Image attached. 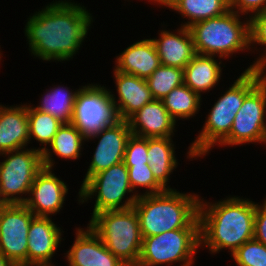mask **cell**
Wrapping results in <instances>:
<instances>
[{
    "label": "cell",
    "mask_w": 266,
    "mask_h": 266,
    "mask_svg": "<svg viewBox=\"0 0 266 266\" xmlns=\"http://www.w3.org/2000/svg\"><path fill=\"white\" fill-rule=\"evenodd\" d=\"M0 155H8L0 162V199L4 204L24 203L27 197L19 195H29L37 173L43 168L42 152L25 148Z\"/></svg>",
    "instance_id": "obj_9"
},
{
    "label": "cell",
    "mask_w": 266,
    "mask_h": 266,
    "mask_svg": "<svg viewBox=\"0 0 266 266\" xmlns=\"http://www.w3.org/2000/svg\"><path fill=\"white\" fill-rule=\"evenodd\" d=\"M61 229L50 217H34L28 231L27 264H51L61 242Z\"/></svg>",
    "instance_id": "obj_18"
},
{
    "label": "cell",
    "mask_w": 266,
    "mask_h": 266,
    "mask_svg": "<svg viewBox=\"0 0 266 266\" xmlns=\"http://www.w3.org/2000/svg\"><path fill=\"white\" fill-rule=\"evenodd\" d=\"M162 102L170 116L176 121L177 118L189 119L195 115L199 111L201 97L187 85L182 84L167 94Z\"/></svg>",
    "instance_id": "obj_27"
},
{
    "label": "cell",
    "mask_w": 266,
    "mask_h": 266,
    "mask_svg": "<svg viewBox=\"0 0 266 266\" xmlns=\"http://www.w3.org/2000/svg\"><path fill=\"white\" fill-rule=\"evenodd\" d=\"M261 74L263 79L245 96L230 134L219 145L266 143V73Z\"/></svg>",
    "instance_id": "obj_10"
},
{
    "label": "cell",
    "mask_w": 266,
    "mask_h": 266,
    "mask_svg": "<svg viewBox=\"0 0 266 266\" xmlns=\"http://www.w3.org/2000/svg\"><path fill=\"white\" fill-rule=\"evenodd\" d=\"M137 266H157L182 262L192 266L200 246V228H180L162 234L142 237Z\"/></svg>",
    "instance_id": "obj_7"
},
{
    "label": "cell",
    "mask_w": 266,
    "mask_h": 266,
    "mask_svg": "<svg viewBox=\"0 0 266 266\" xmlns=\"http://www.w3.org/2000/svg\"><path fill=\"white\" fill-rule=\"evenodd\" d=\"M232 256L238 266H266V245L252 238L239 247Z\"/></svg>",
    "instance_id": "obj_31"
},
{
    "label": "cell",
    "mask_w": 266,
    "mask_h": 266,
    "mask_svg": "<svg viewBox=\"0 0 266 266\" xmlns=\"http://www.w3.org/2000/svg\"><path fill=\"white\" fill-rule=\"evenodd\" d=\"M29 139L32 137L42 143L41 145H50L62 122L50 115L41 112L32 106H27Z\"/></svg>",
    "instance_id": "obj_29"
},
{
    "label": "cell",
    "mask_w": 266,
    "mask_h": 266,
    "mask_svg": "<svg viewBox=\"0 0 266 266\" xmlns=\"http://www.w3.org/2000/svg\"><path fill=\"white\" fill-rule=\"evenodd\" d=\"M198 195L166 190L140 195L134 208L139 217L142 237H150L180 228H200Z\"/></svg>",
    "instance_id": "obj_3"
},
{
    "label": "cell",
    "mask_w": 266,
    "mask_h": 266,
    "mask_svg": "<svg viewBox=\"0 0 266 266\" xmlns=\"http://www.w3.org/2000/svg\"><path fill=\"white\" fill-rule=\"evenodd\" d=\"M170 9L188 18L187 23L181 24L188 28L197 22L219 17L230 10L229 0H177Z\"/></svg>",
    "instance_id": "obj_25"
},
{
    "label": "cell",
    "mask_w": 266,
    "mask_h": 266,
    "mask_svg": "<svg viewBox=\"0 0 266 266\" xmlns=\"http://www.w3.org/2000/svg\"><path fill=\"white\" fill-rule=\"evenodd\" d=\"M263 79L260 69L245 70L228 91L215 102L201 133L191 144L189 158L209 153L215 143L220 144L229 134L245 96Z\"/></svg>",
    "instance_id": "obj_4"
},
{
    "label": "cell",
    "mask_w": 266,
    "mask_h": 266,
    "mask_svg": "<svg viewBox=\"0 0 266 266\" xmlns=\"http://www.w3.org/2000/svg\"><path fill=\"white\" fill-rule=\"evenodd\" d=\"M171 137L147 138V160L155 179L167 190L171 172L177 167ZM167 186V187H166Z\"/></svg>",
    "instance_id": "obj_24"
},
{
    "label": "cell",
    "mask_w": 266,
    "mask_h": 266,
    "mask_svg": "<svg viewBox=\"0 0 266 266\" xmlns=\"http://www.w3.org/2000/svg\"><path fill=\"white\" fill-rule=\"evenodd\" d=\"M249 32H250V46L257 43L261 46H266V11L257 13L255 15H249ZM262 54L252 65L246 70L260 69V71L266 70V48Z\"/></svg>",
    "instance_id": "obj_32"
},
{
    "label": "cell",
    "mask_w": 266,
    "mask_h": 266,
    "mask_svg": "<svg viewBox=\"0 0 266 266\" xmlns=\"http://www.w3.org/2000/svg\"><path fill=\"white\" fill-rule=\"evenodd\" d=\"M255 212L256 204L249 199L234 196L213 204L200 199V245L212 253L228 248L233 254L254 238Z\"/></svg>",
    "instance_id": "obj_2"
},
{
    "label": "cell",
    "mask_w": 266,
    "mask_h": 266,
    "mask_svg": "<svg viewBox=\"0 0 266 266\" xmlns=\"http://www.w3.org/2000/svg\"><path fill=\"white\" fill-rule=\"evenodd\" d=\"M146 81L154 100H162L174 88L184 84V70L160 65Z\"/></svg>",
    "instance_id": "obj_28"
},
{
    "label": "cell",
    "mask_w": 266,
    "mask_h": 266,
    "mask_svg": "<svg viewBox=\"0 0 266 266\" xmlns=\"http://www.w3.org/2000/svg\"><path fill=\"white\" fill-rule=\"evenodd\" d=\"M133 193V189L129 183L128 168L124 162L105 169L92 177H90L79 191V201L85 202L92 195L97 196L92 213V217L107 210H124L132 208L140 196V194H133L125 201L123 198L126 193ZM124 203H123V202Z\"/></svg>",
    "instance_id": "obj_8"
},
{
    "label": "cell",
    "mask_w": 266,
    "mask_h": 266,
    "mask_svg": "<svg viewBox=\"0 0 266 266\" xmlns=\"http://www.w3.org/2000/svg\"><path fill=\"white\" fill-rule=\"evenodd\" d=\"M29 141L27 106L0 105V154L25 149Z\"/></svg>",
    "instance_id": "obj_20"
},
{
    "label": "cell",
    "mask_w": 266,
    "mask_h": 266,
    "mask_svg": "<svg viewBox=\"0 0 266 266\" xmlns=\"http://www.w3.org/2000/svg\"><path fill=\"white\" fill-rule=\"evenodd\" d=\"M239 18L240 14L229 10L219 17L191 25L196 53L227 58L243 49L249 50V19L242 23Z\"/></svg>",
    "instance_id": "obj_5"
},
{
    "label": "cell",
    "mask_w": 266,
    "mask_h": 266,
    "mask_svg": "<svg viewBox=\"0 0 266 266\" xmlns=\"http://www.w3.org/2000/svg\"><path fill=\"white\" fill-rule=\"evenodd\" d=\"M0 266H15L8 258L0 253Z\"/></svg>",
    "instance_id": "obj_36"
},
{
    "label": "cell",
    "mask_w": 266,
    "mask_h": 266,
    "mask_svg": "<svg viewBox=\"0 0 266 266\" xmlns=\"http://www.w3.org/2000/svg\"><path fill=\"white\" fill-rule=\"evenodd\" d=\"M177 33L162 30L159 39L151 40L155 45L161 65L184 69L197 53L190 29L181 26Z\"/></svg>",
    "instance_id": "obj_19"
},
{
    "label": "cell",
    "mask_w": 266,
    "mask_h": 266,
    "mask_svg": "<svg viewBox=\"0 0 266 266\" xmlns=\"http://www.w3.org/2000/svg\"><path fill=\"white\" fill-rule=\"evenodd\" d=\"M78 92L79 89L72 92L67 87H55L50 91L48 90L44 98L42 97L41 105L34 108L49 113L63 124H70Z\"/></svg>",
    "instance_id": "obj_26"
},
{
    "label": "cell",
    "mask_w": 266,
    "mask_h": 266,
    "mask_svg": "<svg viewBox=\"0 0 266 266\" xmlns=\"http://www.w3.org/2000/svg\"><path fill=\"white\" fill-rule=\"evenodd\" d=\"M92 21L84 6L66 0L50 3L28 19L25 35L29 50L45 61L72 59Z\"/></svg>",
    "instance_id": "obj_1"
},
{
    "label": "cell",
    "mask_w": 266,
    "mask_h": 266,
    "mask_svg": "<svg viewBox=\"0 0 266 266\" xmlns=\"http://www.w3.org/2000/svg\"><path fill=\"white\" fill-rule=\"evenodd\" d=\"M51 170L43 167L37 173L29 191L30 197L23 203L36 217L57 214L63 207L65 195L68 193L67 185Z\"/></svg>",
    "instance_id": "obj_14"
},
{
    "label": "cell",
    "mask_w": 266,
    "mask_h": 266,
    "mask_svg": "<svg viewBox=\"0 0 266 266\" xmlns=\"http://www.w3.org/2000/svg\"><path fill=\"white\" fill-rule=\"evenodd\" d=\"M84 140L86 141V137L75 125L72 123L62 124L50 144L52 151L46 147L38 148V150L42 152L43 167L53 168L54 163L51 158L52 152L56 154V156L67 160H76L80 157L81 146Z\"/></svg>",
    "instance_id": "obj_23"
},
{
    "label": "cell",
    "mask_w": 266,
    "mask_h": 266,
    "mask_svg": "<svg viewBox=\"0 0 266 266\" xmlns=\"http://www.w3.org/2000/svg\"><path fill=\"white\" fill-rule=\"evenodd\" d=\"M214 56L196 54L184 67V84L201 97L221 79V61L217 63Z\"/></svg>",
    "instance_id": "obj_22"
},
{
    "label": "cell",
    "mask_w": 266,
    "mask_h": 266,
    "mask_svg": "<svg viewBox=\"0 0 266 266\" xmlns=\"http://www.w3.org/2000/svg\"><path fill=\"white\" fill-rule=\"evenodd\" d=\"M118 120L114 103L101 85L82 86L77 93L72 124L87 138Z\"/></svg>",
    "instance_id": "obj_11"
},
{
    "label": "cell",
    "mask_w": 266,
    "mask_h": 266,
    "mask_svg": "<svg viewBox=\"0 0 266 266\" xmlns=\"http://www.w3.org/2000/svg\"><path fill=\"white\" fill-rule=\"evenodd\" d=\"M113 71L118 92V102L111 91L110 96L114 103L118 119L128 120L145 104L153 101L154 98L149 90L146 79L116 70Z\"/></svg>",
    "instance_id": "obj_16"
},
{
    "label": "cell",
    "mask_w": 266,
    "mask_h": 266,
    "mask_svg": "<svg viewBox=\"0 0 266 266\" xmlns=\"http://www.w3.org/2000/svg\"><path fill=\"white\" fill-rule=\"evenodd\" d=\"M230 10L238 14L253 13V15L266 11V0H229Z\"/></svg>",
    "instance_id": "obj_34"
},
{
    "label": "cell",
    "mask_w": 266,
    "mask_h": 266,
    "mask_svg": "<svg viewBox=\"0 0 266 266\" xmlns=\"http://www.w3.org/2000/svg\"><path fill=\"white\" fill-rule=\"evenodd\" d=\"M114 70L147 79L160 65L151 39H143L126 48L116 59Z\"/></svg>",
    "instance_id": "obj_21"
},
{
    "label": "cell",
    "mask_w": 266,
    "mask_h": 266,
    "mask_svg": "<svg viewBox=\"0 0 266 266\" xmlns=\"http://www.w3.org/2000/svg\"><path fill=\"white\" fill-rule=\"evenodd\" d=\"M155 3H159L160 5L168 6L170 8L177 0H152Z\"/></svg>",
    "instance_id": "obj_37"
},
{
    "label": "cell",
    "mask_w": 266,
    "mask_h": 266,
    "mask_svg": "<svg viewBox=\"0 0 266 266\" xmlns=\"http://www.w3.org/2000/svg\"><path fill=\"white\" fill-rule=\"evenodd\" d=\"M254 238L266 245V200L260 206L256 204Z\"/></svg>",
    "instance_id": "obj_35"
},
{
    "label": "cell",
    "mask_w": 266,
    "mask_h": 266,
    "mask_svg": "<svg viewBox=\"0 0 266 266\" xmlns=\"http://www.w3.org/2000/svg\"><path fill=\"white\" fill-rule=\"evenodd\" d=\"M147 138L131 135L128 139L123 162L125 165L148 164Z\"/></svg>",
    "instance_id": "obj_33"
},
{
    "label": "cell",
    "mask_w": 266,
    "mask_h": 266,
    "mask_svg": "<svg viewBox=\"0 0 266 266\" xmlns=\"http://www.w3.org/2000/svg\"><path fill=\"white\" fill-rule=\"evenodd\" d=\"M18 266H53V264H22Z\"/></svg>",
    "instance_id": "obj_38"
},
{
    "label": "cell",
    "mask_w": 266,
    "mask_h": 266,
    "mask_svg": "<svg viewBox=\"0 0 266 266\" xmlns=\"http://www.w3.org/2000/svg\"><path fill=\"white\" fill-rule=\"evenodd\" d=\"M132 135L142 138L172 137L176 121L164 107L162 100L145 104L129 119Z\"/></svg>",
    "instance_id": "obj_17"
},
{
    "label": "cell",
    "mask_w": 266,
    "mask_h": 266,
    "mask_svg": "<svg viewBox=\"0 0 266 266\" xmlns=\"http://www.w3.org/2000/svg\"><path fill=\"white\" fill-rule=\"evenodd\" d=\"M34 217L23 203L0 208V253L15 266L27 264L28 231Z\"/></svg>",
    "instance_id": "obj_12"
},
{
    "label": "cell",
    "mask_w": 266,
    "mask_h": 266,
    "mask_svg": "<svg viewBox=\"0 0 266 266\" xmlns=\"http://www.w3.org/2000/svg\"><path fill=\"white\" fill-rule=\"evenodd\" d=\"M75 238L66 255L69 266H127L107 249L89 225L85 231L77 229Z\"/></svg>",
    "instance_id": "obj_15"
},
{
    "label": "cell",
    "mask_w": 266,
    "mask_h": 266,
    "mask_svg": "<svg viewBox=\"0 0 266 266\" xmlns=\"http://www.w3.org/2000/svg\"><path fill=\"white\" fill-rule=\"evenodd\" d=\"M4 205V202L0 199V208Z\"/></svg>",
    "instance_id": "obj_39"
},
{
    "label": "cell",
    "mask_w": 266,
    "mask_h": 266,
    "mask_svg": "<svg viewBox=\"0 0 266 266\" xmlns=\"http://www.w3.org/2000/svg\"><path fill=\"white\" fill-rule=\"evenodd\" d=\"M132 135L128 120H117L86 138H100L82 185L93 175L123 162L128 139Z\"/></svg>",
    "instance_id": "obj_13"
},
{
    "label": "cell",
    "mask_w": 266,
    "mask_h": 266,
    "mask_svg": "<svg viewBox=\"0 0 266 266\" xmlns=\"http://www.w3.org/2000/svg\"><path fill=\"white\" fill-rule=\"evenodd\" d=\"M88 224L107 249L127 266H137L142 247L139 217L134 207L95 214Z\"/></svg>",
    "instance_id": "obj_6"
},
{
    "label": "cell",
    "mask_w": 266,
    "mask_h": 266,
    "mask_svg": "<svg viewBox=\"0 0 266 266\" xmlns=\"http://www.w3.org/2000/svg\"><path fill=\"white\" fill-rule=\"evenodd\" d=\"M128 168L129 183L133 191L136 187H145L147 191L141 195L158 194L166 191L154 177L148 164L126 165Z\"/></svg>",
    "instance_id": "obj_30"
}]
</instances>
